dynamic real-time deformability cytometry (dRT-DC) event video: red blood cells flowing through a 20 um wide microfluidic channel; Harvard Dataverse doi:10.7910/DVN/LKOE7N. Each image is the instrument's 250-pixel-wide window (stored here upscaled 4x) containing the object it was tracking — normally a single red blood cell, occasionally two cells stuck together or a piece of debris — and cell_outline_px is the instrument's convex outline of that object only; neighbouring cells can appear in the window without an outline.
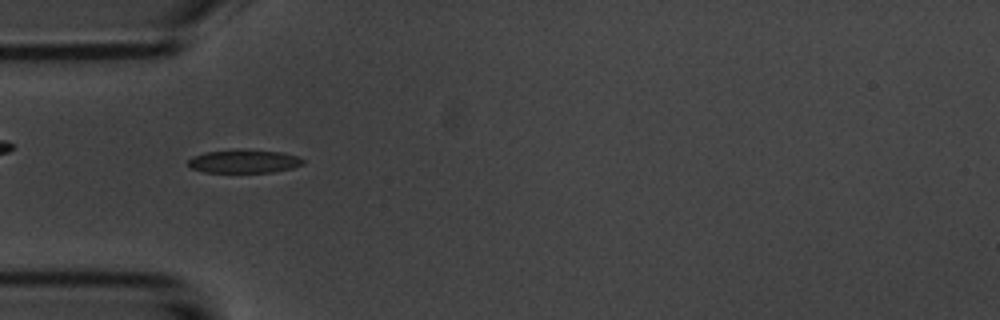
{"species": "common noctule bat (a hibernating species)", "species_latin": "Nyctalus noctula", "temperature_condition": "room temperature", "stored_images_in_passage": 52, "camera_frame_rate_fps": 3000, "um_per_image_px": 0.085, "animal": {"sex": "male", "body_mass_g": 20.1, "forearm_length_mm": 53.5}, "frame": {"image": 1, "passage_image": 14, "time_ms": 4.333, "image_size_px": [1000, 320], "cell_outline_px": [[304, 164], [292, 168], [272, 172], [204, 172], [192, 168], [188, 164], [188, 160], [192, 156], [204, 152], [284, 152], [300, 156], [304, 160]], "centroid_in_image_um": [20.78, 13.75], "position_along_channel_um": 64.2, "area_um2": 14.85}}
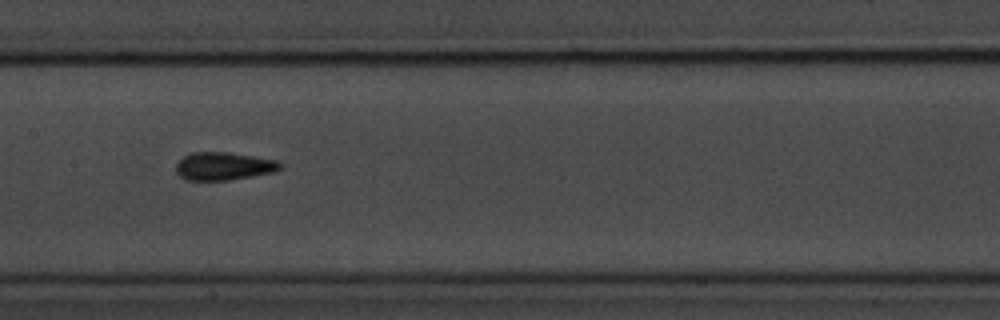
{"frame": {"image": 2, "passage_image": 24, "time_ms": 7.667, "image_size_px": [1000, 320], "cell_outline_px": [[284, 168], [276, 172], [228, 180], [188, 180], [180, 176], [176, 172], [176, 164], [184, 156], [192, 152], [228, 152], [276, 160], [284, 164]], "centroid_in_image_um": [19.06, 14.12], "position_along_channel_um": 188.3, "area_um2": 17.05}}
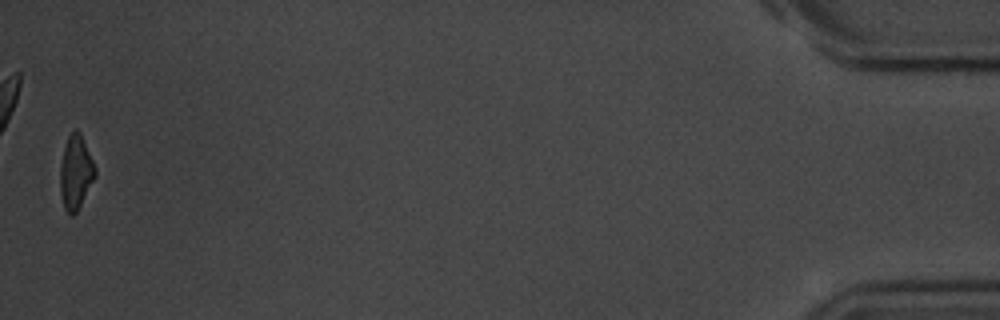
{"frame": {"image": 3, "passage_image": 51, "time_ms": 16.667, "image_size_px": [1000, 320], "cell_outline_px": [[96, 176], [76, 212], [72, 216], [64, 208], [60, 192], [60, 168], [64, 148], [68, 136], [76, 128], [80, 132], [96, 168]], "centroid_in_image_um": [6.44, 14.64], "position_along_channel_um": 428.8, "area_um2": 14.85}, "authors_computed_cell_mechanics": {"area_um2": 16.0684, "velocity_mm_per_s": 3.7225, "shape_relaxation_time_tau1_ms": 3.2515, "shape_relaxation_time_tau2_ms": 1.918, "deformation_change_tau1": 0.1141, "deformation_change_tau2": 0.0647}}